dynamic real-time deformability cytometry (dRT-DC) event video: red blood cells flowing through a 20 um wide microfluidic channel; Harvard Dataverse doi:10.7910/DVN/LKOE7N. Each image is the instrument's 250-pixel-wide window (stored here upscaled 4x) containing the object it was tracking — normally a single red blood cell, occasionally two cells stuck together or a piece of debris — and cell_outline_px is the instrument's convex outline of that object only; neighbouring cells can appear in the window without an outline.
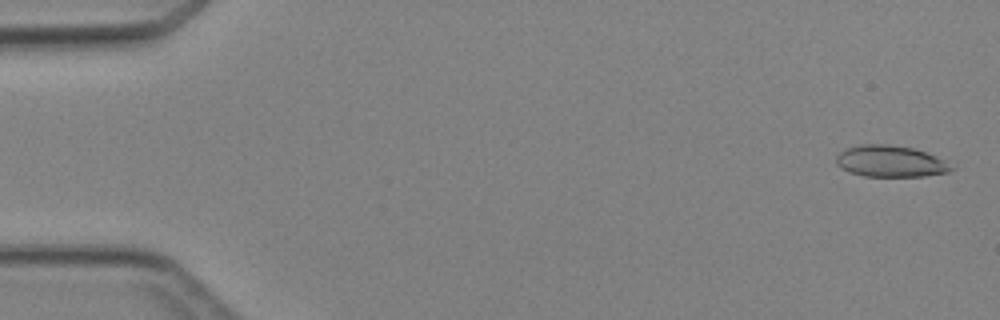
{"species": "Egyptian fruit bat (a non-hibernating species)", "species_latin": "Rousettus aegyptiacus", "temperature_condition": "cold", "stored_images_in_passage": 6, "camera_frame_rate_fps": 3000, "um_per_image_px": 0.085, "animal": {"sex": "female"}, "frame": {"image": 1, "passage_image": 1, "time_ms": 0.0, "image_size_px": [1000, 320], "cell_outline_px": [[956, 168], [948, 172], [924, 176], [864, 176], [840, 168], [836, 164], [836, 156], [840, 152], [848, 148], [860, 144], [888, 144], [912, 148], [936, 156], [944, 160]], "centroid_in_image_um": [75.69, 13.71], "position_along_channel_um": 9.3, "area_um2": 20.98}}
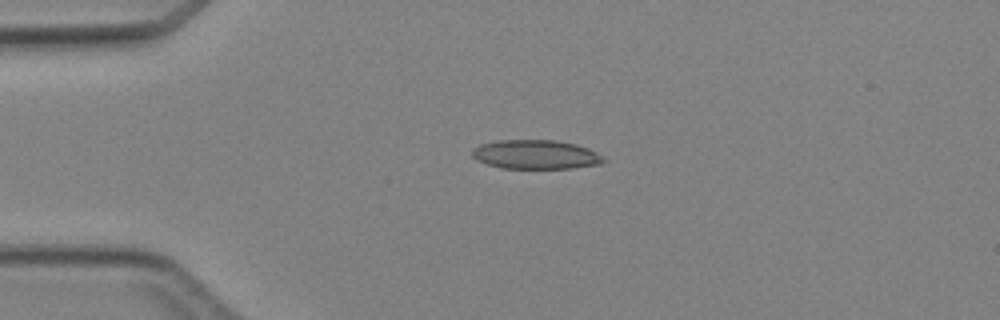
{"frame": {"image": 2, "passage_image": 4, "time_ms": 3.333, "image_size_px": [1000, 320], "cell_outline_px": [[608, 160], [604, 164], [572, 168], [500, 168], [476, 160], [472, 156], [472, 148], [480, 144], [496, 140], [556, 140], [576, 144], [588, 148], [596, 152]], "centroid_in_image_um": [45.56, 13.13], "position_along_channel_um": 39.4, "area_um2": 22.54}}
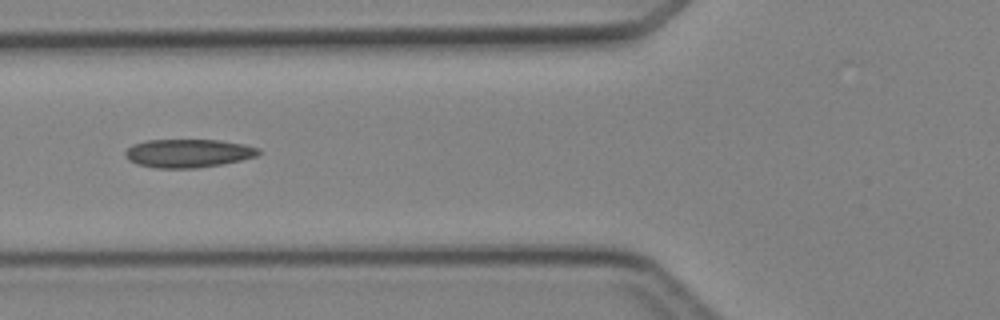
{"frame": {"image": 3, "passage_image": 6, "time_ms": 5.667, "image_size_px": [1000, 320], "cell_outline_px": [[260, 152], [256, 156], [240, 160], [220, 164], [196, 168], [156, 168], [136, 164], [128, 160], [124, 156], [124, 152], [132, 144], [148, 140], [220, 140], [244, 144], [260, 148]], "centroid_in_image_um": [15.96, 13.02], "position_along_channel_um": 109.8, "area_um2": 22.08}}